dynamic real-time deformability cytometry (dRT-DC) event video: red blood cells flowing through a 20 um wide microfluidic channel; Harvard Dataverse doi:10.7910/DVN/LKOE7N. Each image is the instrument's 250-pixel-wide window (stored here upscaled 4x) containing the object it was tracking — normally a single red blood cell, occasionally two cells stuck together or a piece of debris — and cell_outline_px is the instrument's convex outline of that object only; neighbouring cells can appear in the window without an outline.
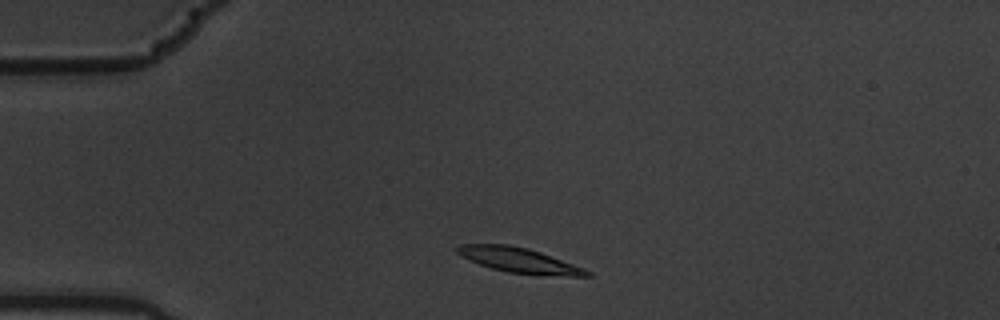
{"species": "common noctule bat (a hibernating species)", "species_latin": "Nyctalus noctula", "temperature_condition": "warm", "stored_images_in_passage": 3, "camera_frame_rate_fps": 3000, "um_per_image_px": 0.085, "animal": {"sex": "male", "body_mass_g": 19.5, "forearm_length_mm": 54.6}, "frame": {"image": 1, "passage_image": 2, "time_ms": 0.333, "image_size_px": [1000, 320], "cell_outline_px": [[592, 276], [572, 276], [508, 272], [492, 268], [480, 264], [456, 252], [456, 248], [460, 244], [508, 244], [528, 248], [540, 252], [584, 268], [592, 272]], "centroid_in_image_um": [44.15, 22.1], "position_along_channel_um": 40.9, "area_um2": 18.38}}